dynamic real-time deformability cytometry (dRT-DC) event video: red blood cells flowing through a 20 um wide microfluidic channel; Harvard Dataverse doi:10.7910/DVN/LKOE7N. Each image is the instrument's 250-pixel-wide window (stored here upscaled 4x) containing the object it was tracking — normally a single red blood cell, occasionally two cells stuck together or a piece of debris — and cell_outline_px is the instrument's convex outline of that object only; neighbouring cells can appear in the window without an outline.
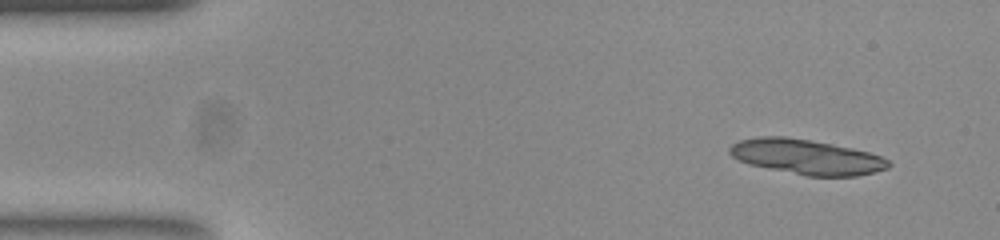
{"species": "common noctule bat (a hibernating species)", "species_latin": "Nyctalus noctula", "temperature_condition": "room temperature", "stored_images_in_passage": 52, "segment_of_instrument_passage": [1, 2], "camera_frame_rate_fps": 3000, "um_per_image_px": 0.085, "animal": {"sex": "female", "body_mass_g": 23.0, "forearm_length_mm": 53.4}, "frame": {"image": 1, "passage_image": 3, "time_ms": 0.667, "image_size_px": [1000, 240], "cell_outline_px": [[892, 164], [888, 168], [856, 176], [808, 176], [748, 164], [732, 156], [728, 152], [728, 148], [732, 144], [740, 140], [760, 136], [784, 136], [832, 144], [852, 148], [868, 152], [880, 156], [888, 160]], "centroid_in_image_um": [68.54, 13.33], "position_along_channel_um": 16.5, "area_um2": 32.14}}